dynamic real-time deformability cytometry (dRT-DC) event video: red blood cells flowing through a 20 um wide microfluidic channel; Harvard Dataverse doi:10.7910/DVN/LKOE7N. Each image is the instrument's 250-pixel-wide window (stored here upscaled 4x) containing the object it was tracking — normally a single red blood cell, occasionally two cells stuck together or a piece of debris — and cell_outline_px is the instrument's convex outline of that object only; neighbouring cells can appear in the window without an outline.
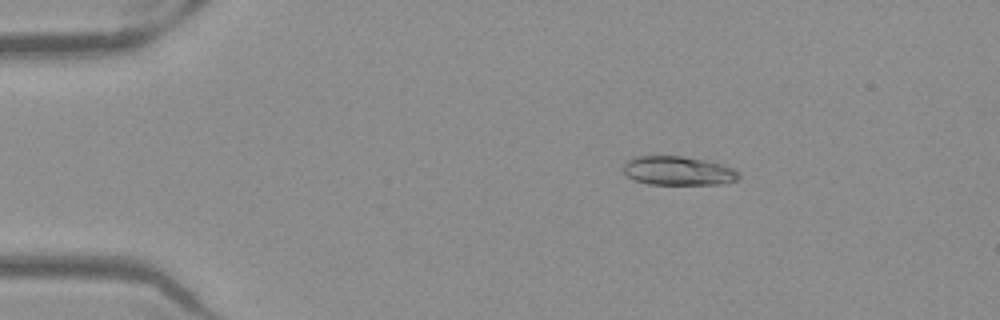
{"species": "Egyptian fruit bat (a non-hibernating species)", "species_latin": "Rousettus aegyptiacus", "temperature_condition": "warm", "stored_images_in_passage": 51, "camera_frame_rate_fps": 3000, "um_per_image_px": 0.085, "frame": {"image": 1, "passage_image": 8, "time_ms": 2.333, "image_size_px": [1000, 320], "cell_outline_px": [[740, 176], [736, 180], [724, 184], [648, 184], [632, 180], [624, 172], [624, 164], [632, 156], [680, 156], [704, 160], [720, 164], [732, 168], [740, 172]], "centroid_in_image_um": [57.63, 14.52], "position_along_channel_um": 27.4, "area_um2": 19.48}}
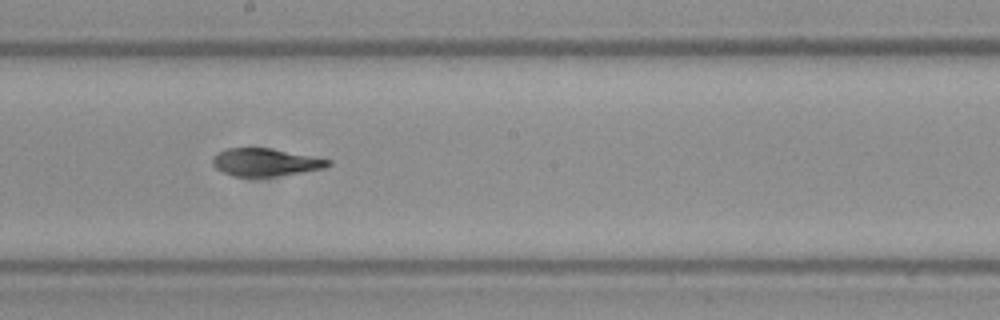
{"frame": {"image": 2, "passage_image": 28, "time_ms": 9.0, "image_size_px": [1000, 320], "cell_outline_px": [[332, 164], [324, 168], [300, 172], [272, 176], [232, 176], [220, 172], [212, 164], [212, 156], [216, 152], [224, 148], [272, 148], [320, 156], [332, 160]], "centroid_in_image_um": [22.57, 13.76], "position_along_channel_um": 225.6, "area_um2": 19.07}}
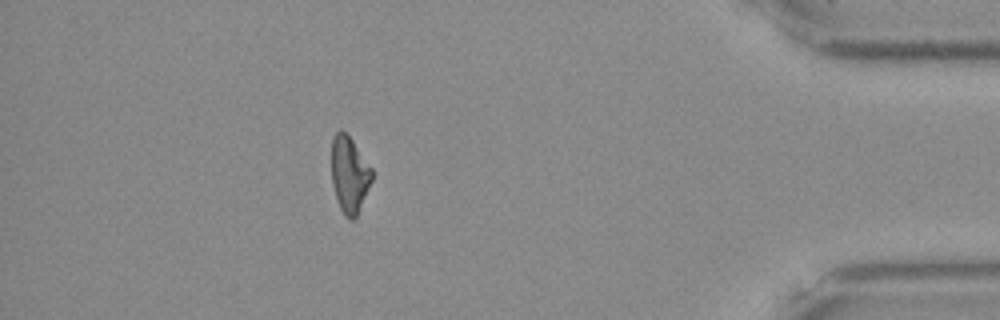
{"frame": {"image": 3, "passage_image": 45, "time_ms": 14.667, "image_size_px": [1000, 320], "cell_outline_px": [[372, 180], [356, 216], [352, 220], [348, 220], [344, 216], [340, 208], [332, 184], [332, 136], [340, 128], [352, 140], [372, 168]], "centroid_in_image_um": [29.69, 14.83], "position_along_channel_um": 405.5, "area_um2": 17.8}, "authors_computed_cell_mechanics": {"area_um2": 19.0162, "velocity_mm_per_s": 3.9822, "shape_relaxation_time_tau1_ms": null, "shape_relaxation_time_tau2_ms": 2.9674, "deformation_change_tau1": null, "deformation_change_tau2": 0.099}}